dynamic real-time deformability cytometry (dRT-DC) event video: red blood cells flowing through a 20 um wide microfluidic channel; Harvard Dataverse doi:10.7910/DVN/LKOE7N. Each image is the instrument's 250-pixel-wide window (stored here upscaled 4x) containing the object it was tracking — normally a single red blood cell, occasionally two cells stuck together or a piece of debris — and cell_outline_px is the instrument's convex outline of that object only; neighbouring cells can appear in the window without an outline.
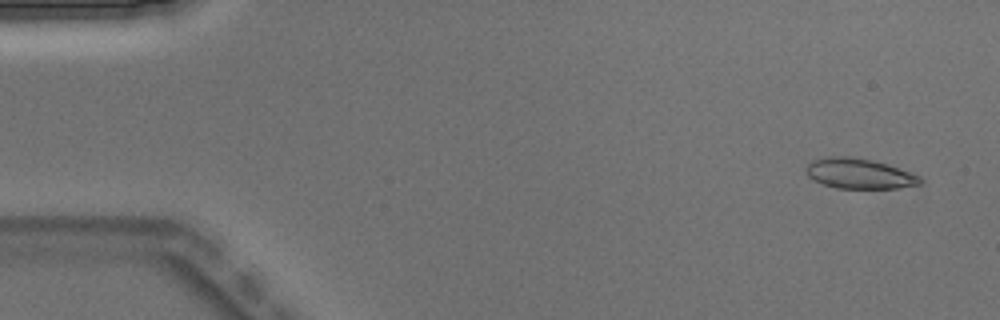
{"species": "Egyptian fruit bat (a non-hibernating species)", "species_latin": "Rousettus aegyptiacus", "temperature_condition": "warm", "stored_images_in_passage": 4, "camera_frame_rate_fps": 3000, "um_per_image_px": 0.085, "animal": {"sex": "male"}, "frame": {"image": 1, "passage_image": 1, "time_ms": 0.0, "image_size_px": [1000, 320], "cell_outline_px": [[924, 180], [920, 184], [896, 188], [836, 188], [824, 184], [808, 176], [808, 164], [812, 160], [828, 156], [848, 156], [872, 160], [888, 164], [920, 176]], "centroid_in_image_um": [73.07, 14.75], "position_along_channel_um": 11.9, "area_um2": 19.88}}